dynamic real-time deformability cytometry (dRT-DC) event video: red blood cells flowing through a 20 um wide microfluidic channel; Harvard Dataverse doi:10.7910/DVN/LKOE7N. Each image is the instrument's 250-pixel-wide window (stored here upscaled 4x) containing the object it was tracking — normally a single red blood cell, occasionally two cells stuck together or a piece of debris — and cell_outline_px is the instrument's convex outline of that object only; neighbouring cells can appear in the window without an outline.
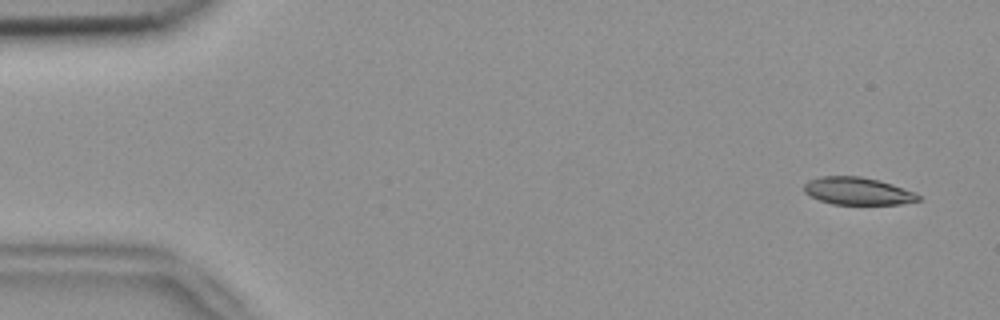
{"species": "common noctule bat (a hibernating species)", "species_latin": "Nyctalus noctula", "temperature_condition": "room temperature", "stored_images_in_passage": 10, "camera_frame_rate_fps": 3000, "um_per_image_px": 0.085, "animal": {"sex": "female", "body_mass_g": 18.4}, "frame": {"image": 1, "passage_image": 2, "time_ms": 0.333, "image_size_px": [1000, 320], "cell_outline_px": [[920, 200], [900, 204], [832, 204], [820, 200], [804, 192], [804, 184], [808, 180], [820, 176], [860, 176], [892, 184], [916, 192], [920, 196]], "centroid_in_image_um": [72.9, 16.24], "position_along_channel_um": 12.1, "area_um2": 18.21}}